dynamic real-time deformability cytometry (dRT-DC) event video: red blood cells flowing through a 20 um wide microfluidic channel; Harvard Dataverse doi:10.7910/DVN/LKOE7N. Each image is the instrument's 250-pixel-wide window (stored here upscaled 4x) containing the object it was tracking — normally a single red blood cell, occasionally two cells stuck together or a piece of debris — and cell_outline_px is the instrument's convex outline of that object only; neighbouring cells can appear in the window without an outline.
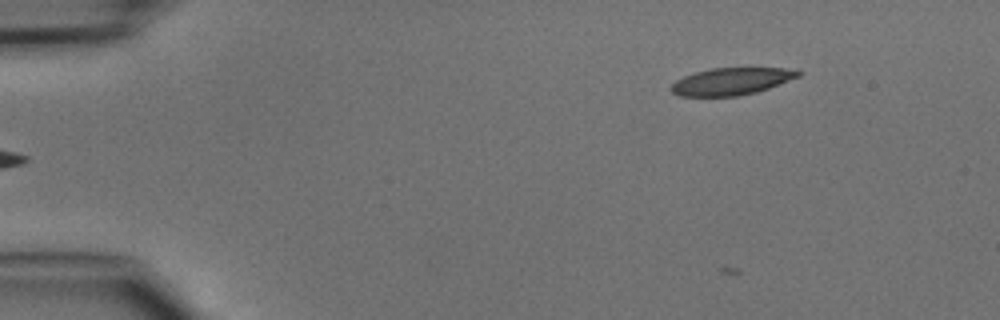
{"species": "common noctule bat (a hibernating species)", "species_latin": "Nyctalus noctula", "temperature_condition": "cold", "stored_images_in_passage": 46, "camera_frame_rate_fps": 3000, "um_per_image_px": 0.085, "animal": {"sex": "male", "body_mass_g": 15.6}, "frame": {"image": 1, "passage_image": 5, "time_ms": 1.333, "image_size_px": [1000, 320], "cell_outline_px": [[804, 72], [800, 76], [768, 88], [756, 92], [740, 96], [680, 96], [672, 92], [668, 88], [676, 80], [684, 76], [696, 72], [712, 68], [784, 68]], "centroid_in_image_um": [62.15, 6.92], "position_along_channel_um": 22.9, "area_um2": 20.06}}
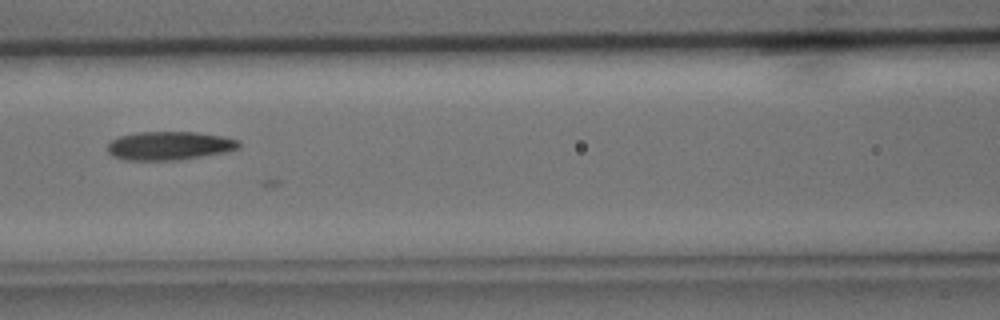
{"frame": {"image": 2, "passage_image": 20, "time_ms": 6.333, "image_size_px": [1000, 320], "cell_outline_px": [[240, 148], [224, 152], [176, 160], [128, 160], [112, 156], [108, 152], [108, 144], [112, 140], [120, 136], [136, 132], [196, 132], [220, 136], [240, 140]], "centroid_in_image_um": [14.39, 12.38], "position_along_channel_um": 152.2, "area_um2": 21.68}}
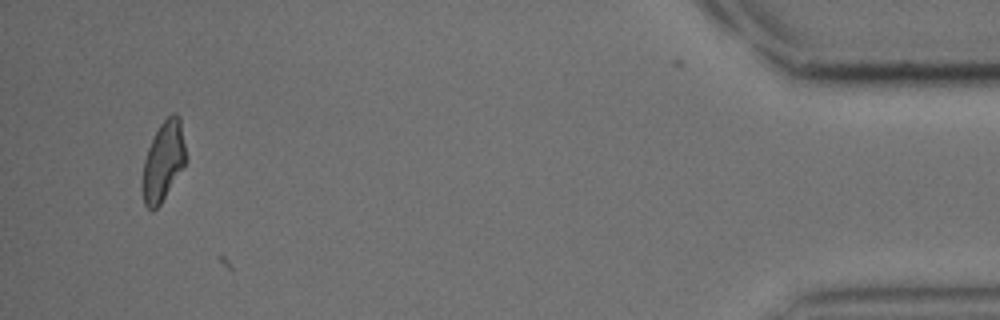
{"frame": {"image": 3, "passage_image": 44, "time_ms": 14.333, "image_size_px": [1000, 320], "cell_outline_px": [[184, 164], [160, 204], [152, 212], [144, 204], [140, 188], [140, 184], [144, 160], [148, 148], [160, 124], [172, 112], [176, 112], [180, 116], [184, 144]], "centroid_in_image_um": [13.82, 13.72], "position_along_channel_um": 421.4, "area_um2": 19.88}}